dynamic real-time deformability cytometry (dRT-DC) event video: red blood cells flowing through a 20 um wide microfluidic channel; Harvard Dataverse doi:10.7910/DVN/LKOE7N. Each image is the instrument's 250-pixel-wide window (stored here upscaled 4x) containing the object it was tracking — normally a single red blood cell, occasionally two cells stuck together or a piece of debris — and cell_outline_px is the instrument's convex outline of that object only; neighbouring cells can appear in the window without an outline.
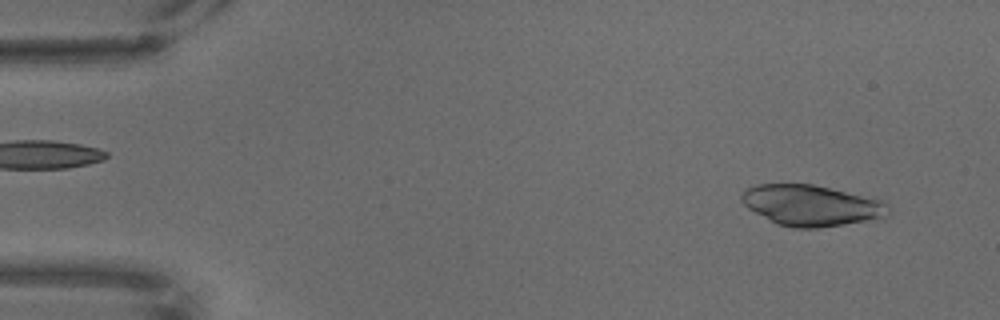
{"species": "common noctule bat (a hibernating species)", "species_latin": "Nyctalus noctula", "temperature_condition": "warm", "stored_images_in_passage": 66, "camera_frame_rate_fps": 3000, "um_per_image_px": 0.085, "animal": {"sex": "male", "body_mass_g": 18.8}, "frame": {"image": 1, "passage_image": 4, "time_ms": 1.0, "image_size_px": [1000, 320], "cell_outline_px": [[892, 216], [820, 228], [792, 228], [776, 224], [748, 208], [740, 200], [740, 196], [748, 188], [756, 184], [812, 184], [884, 200], [892, 208]], "centroid_in_image_um": [69.02, 17.47], "position_along_channel_um": 16.0, "area_um2": 35.26}}